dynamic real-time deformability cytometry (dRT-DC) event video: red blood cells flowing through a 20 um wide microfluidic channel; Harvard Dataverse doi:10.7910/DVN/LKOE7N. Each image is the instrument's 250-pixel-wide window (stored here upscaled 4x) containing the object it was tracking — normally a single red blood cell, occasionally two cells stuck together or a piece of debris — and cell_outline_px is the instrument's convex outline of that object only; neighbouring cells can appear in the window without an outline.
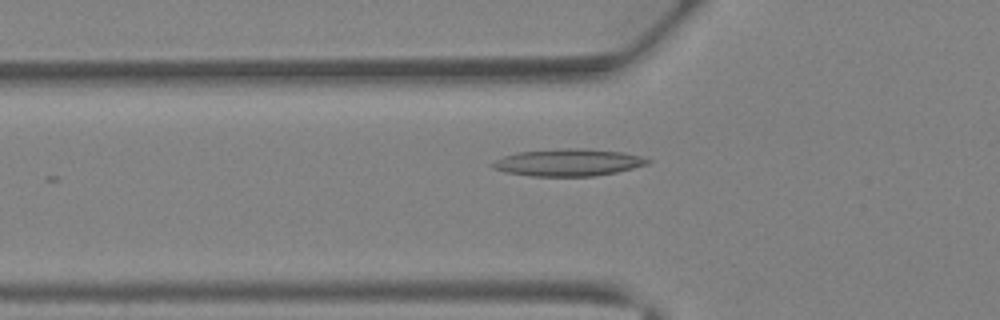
{"species": "Egyptian fruit bat (a non-hibernating species)", "species_latin": "Rousettus aegyptiacus", "temperature_condition": "warm", "stored_images_in_passage": 22, "camera_frame_rate_fps": 3000, "um_per_image_px": 0.085, "animal": {"sex": "female"}, "frame": {"image": 1, "passage_image": 8, "time_ms": 2.333, "image_size_px": [1000, 320], "cell_outline_px": [[636, 164], [624, 168], [608, 172], [520, 172], [544, 152], [600, 152]], "centroid_in_image_um": [48.98, 13.83], "position_along_channel_um": 76.8, "area_um2": 12.72}}
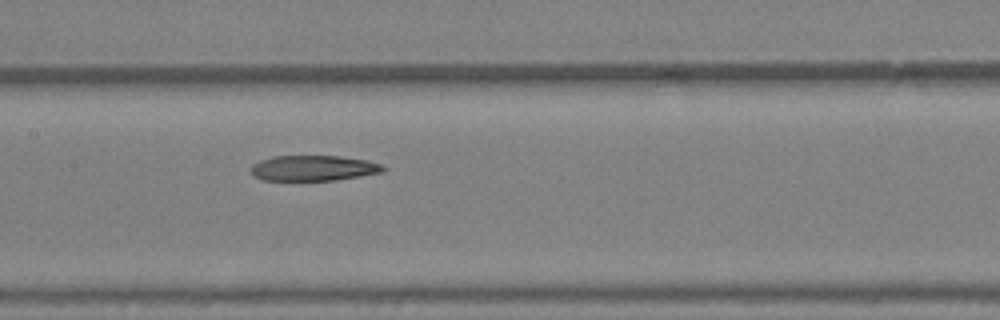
{"frame": {"image": 2, "passage_image": 14, "time_ms": 4.333, "image_size_px": [1000, 320], "cell_outline_px": [[380, 168], [368, 172], [348, 176], [324, 180], [276, 180], [292, 156], [324, 156], [356, 160], [372, 164]], "centroid_in_image_um": [27.43, 14.3], "position_along_channel_um": 180.0, "area_um2": 12.83}}
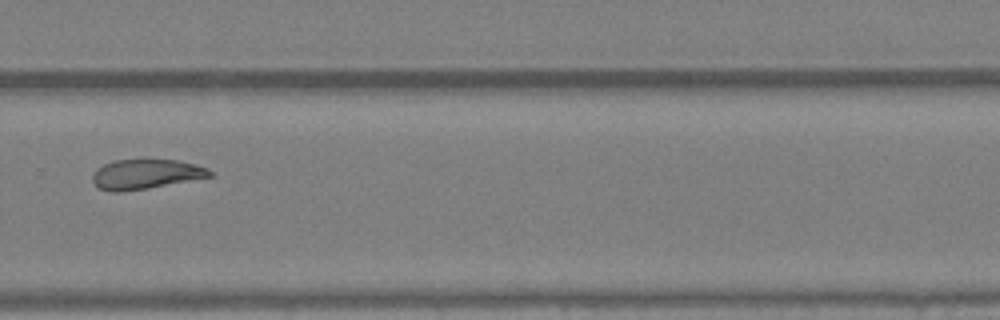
{"frame": {"image": 3, "passage_image": 22, "time_ms": 7.0, "image_size_px": [1000, 320], "cell_outline_px": [[208, 176], [136, 188], [104, 188], [100, 184], [128, 160], [164, 160], [184, 164], [200, 168], [208, 172]], "centroid_in_image_um": [12.83, 14.78], "position_along_channel_um": 317.0, "area_um2": 14.68}}